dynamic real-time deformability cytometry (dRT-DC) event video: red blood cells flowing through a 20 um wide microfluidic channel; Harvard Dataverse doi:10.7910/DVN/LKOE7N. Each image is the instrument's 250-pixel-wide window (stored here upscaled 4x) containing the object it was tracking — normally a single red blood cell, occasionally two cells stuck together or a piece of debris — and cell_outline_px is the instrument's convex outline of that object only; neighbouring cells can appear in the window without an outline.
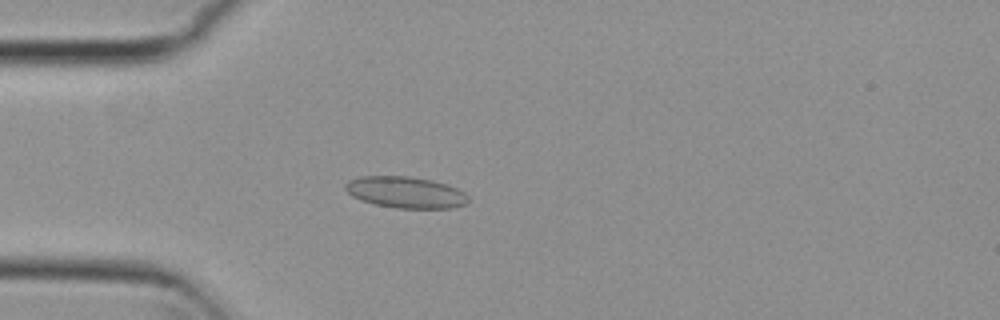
{"species": "common noctule bat (a hibernating species)", "species_latin": "Nyctalus noctula", "temperature_condition": "cold", "stored_images_in_passage": 7, "camera_frame_rate_fps": 3000, "um_per_image_px": 0.085, "animal": {"sex": "female", "body_mass_g": 29.2, "forearm_length_mm": 56.3}, "frame": {"image": 1, "passage_image": 5, "time_ms": 1.333, "image_size_px": [1000, 320], "cell_outline_px": [[468, 204], [452, 208], [396, 208], [376, 204], [360, 200], [352, 196], [344, 188], [344, 184], [348, 180], [360, 176], [408, 176], [432, 180], [448, 184], [464, 192], [468, 196]], "centroid_in_image_um": [34.48, 16.34], "position_along_channel_um": 50.5, "area_um2": 22.66}}